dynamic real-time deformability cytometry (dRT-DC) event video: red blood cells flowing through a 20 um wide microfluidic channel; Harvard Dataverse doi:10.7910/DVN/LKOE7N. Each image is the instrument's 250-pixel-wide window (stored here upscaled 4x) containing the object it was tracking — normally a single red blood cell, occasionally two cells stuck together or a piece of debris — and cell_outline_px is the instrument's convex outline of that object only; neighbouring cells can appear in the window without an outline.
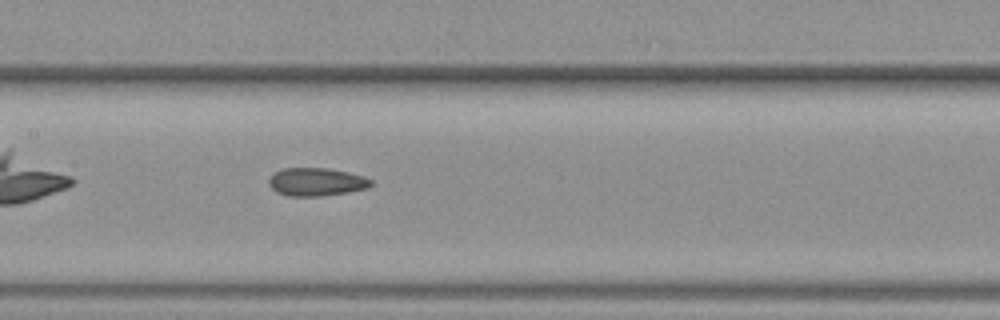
{"species": "common noctule bat (a hibernating species)", "species_latin": "Nyctalus noctula", "temperature_condition": "warm", "stored_images_in_passage": 5, "camera_frame_rate_fps": 3000, "um_per_image_px": 0.085, "animal": {"sex": "female", "body_mass_g": 19.3, "forearm_length_mm": 54.1}, "frame": {"image": 1, "passage_image": 5, "time_ms": 5.667, "image_size_px": [1000, 320], "cell_outline_px": [[372, 184], [368, 188], [348, 192], [324, 196], [288, 196], [276, 192], [268, 184], [268, 180], [276, 172], [284, 168], [324, 168], [348, 172], [364, 176], [372, 180]], "centroid_in_image_um": [26.9, 15.47], "position_along_channel_um": 180.5, "area_um2": 16.7}}